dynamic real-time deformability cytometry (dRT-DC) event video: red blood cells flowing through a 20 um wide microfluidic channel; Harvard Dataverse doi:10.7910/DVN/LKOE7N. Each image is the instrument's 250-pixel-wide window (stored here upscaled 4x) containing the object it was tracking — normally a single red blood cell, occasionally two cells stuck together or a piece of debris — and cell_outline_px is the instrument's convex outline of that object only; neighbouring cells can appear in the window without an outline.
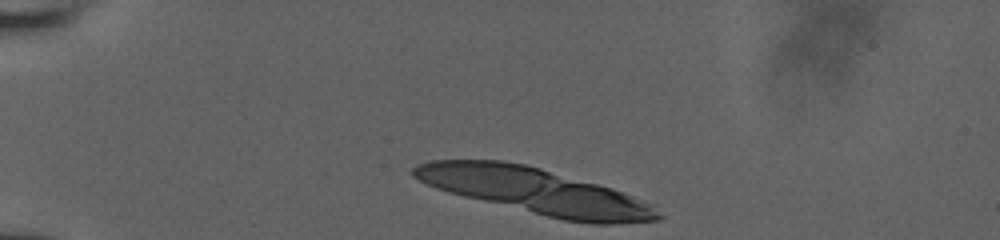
{"species": "human", "species_latin": "Homo sapiens", "temperature_condition": "room temperature", "stored_images_in_passage": 22, "segment_of_instrument_passage": [1, 2], "camera_frame_rate_fps": 3000, "um_per_image_px": 0.085, "donor": {"sex": "male"}, "frame": {"image": 1, "passage_image": 1, "time_ms": 0.0, "image_size_px": [1000, 240], "cell_outline_px": [[664, 216], [660, 220], [612, 224], [592, 224], [564, 220], [464, 196], [448, 192], [436, 188], [412, 176], [412, 168], [416, 164], [432, 160], [504, 160], [524, 164], [540, 168], [612, 188], [632, 196], [648, 204]], "centroid_in_image_um": [45.48, 16.23], "position_along_channel_um": 39.5, "area_um2": 64.22}}